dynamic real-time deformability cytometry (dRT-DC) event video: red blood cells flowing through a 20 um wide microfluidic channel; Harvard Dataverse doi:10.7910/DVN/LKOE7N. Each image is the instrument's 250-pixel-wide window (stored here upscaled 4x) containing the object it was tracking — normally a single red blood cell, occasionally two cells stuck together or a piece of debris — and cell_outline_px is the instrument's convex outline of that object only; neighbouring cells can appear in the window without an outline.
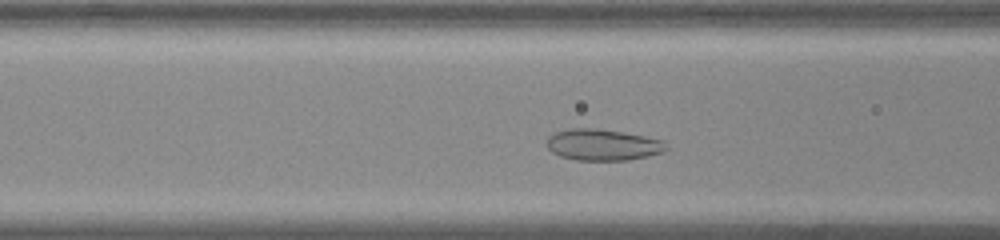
{"species": "common noctule bat (a hibernating species)", "species_latin": "Nyctalus noctula", "temperature_condition": "room temperature", "stored_images_in_passage": 42, "camera_frame_rate_fps": 3000, "um_per_image_px": 0.085, "animal": {"sex": "male", "body_mass_g": 20.0, "forearm_length_mm": 53.3}, "frame": {"image": 1, "passage_image": 10, "time_ms": 3.0, "image_size_px": [1000, 240], "cell_outline_px": [[660, 152], [644, 156], [620, 160], [580, 160], [564, 156], [556, 152], [548, 144], [548, 140], [552, 136], [560, 132], [616, 132], [640, 136], [656, 140]], "centroid_in_image_um": [51.19, 12.38], "position_along_channel_um": 115.4, "area_um2": 18.61}}
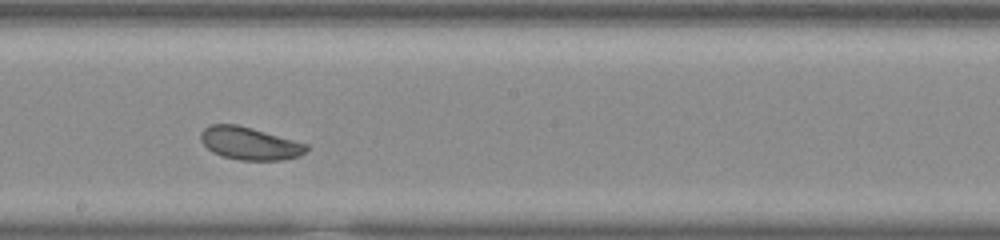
{"frame": {"image": 2, "passage_image": 19, "time_ms": 6.0, "image_size_px": [1000, 240], "cell_outline_px": [[308, 148], [304, 152], [296, 156], [276, 160], [244, 160], [224, 156], [208, 148], [204, 144], [204, 128], [212, 124], [232, 124], [248, 128], [308, 144]], "centroid_in_image_um": [21.25, 12.2], "position_along_channel_um": 227.0, "area_um2": 18.96}}
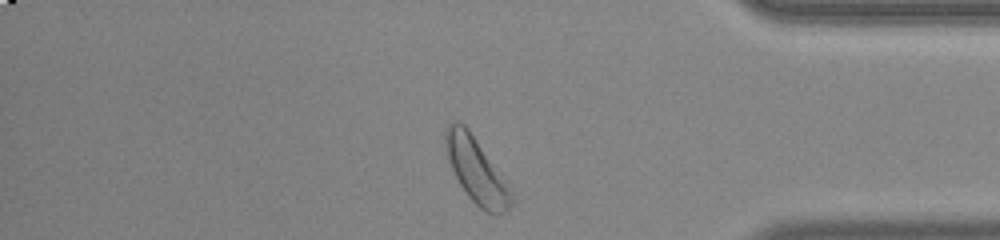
{"frame": {"image": 3, "passage_image": 34, "time_ms": 11.0, "image_size_px": [1000, 240], "cell_outline_px": [[508, 204], [488, 212], [476, 204], [472, 200], [456, 176], [448, 152], [448, 132], [452, 124], [460, 124], [472, 136], [504, 192]], "centroid_in_image_um": [40.3, 14.47], "position_along_channel_um": 394.9, "area_um2": 19.36}, "authors_computed_cell_mechanics": {"area_um2": 19.074, "velocity_mm_per_s": 3.7349, "shape_relaxation_time_tau1_ms": 1.6729, "shape_relaxation_time_tau2_ms": 4.6941, "deformation_change_tau1": 0.052, "deformation_change_tau2": 0.0892}}